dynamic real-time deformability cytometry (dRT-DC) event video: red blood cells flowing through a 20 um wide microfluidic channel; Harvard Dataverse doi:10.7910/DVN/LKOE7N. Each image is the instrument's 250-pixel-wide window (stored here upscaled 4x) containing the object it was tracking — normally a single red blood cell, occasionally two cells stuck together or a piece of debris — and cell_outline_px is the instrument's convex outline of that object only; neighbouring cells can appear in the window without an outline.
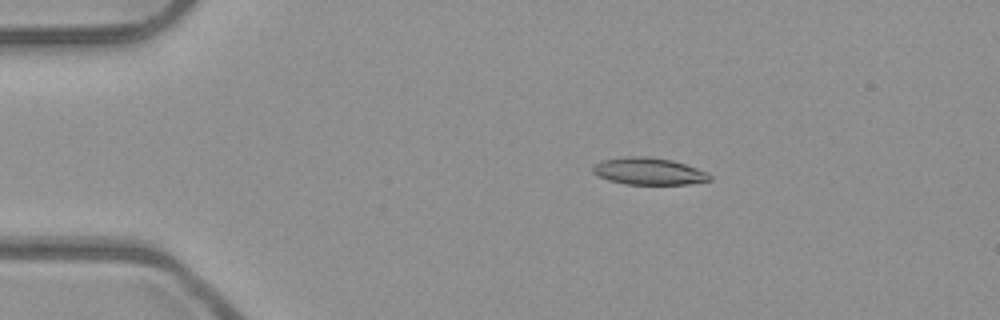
{"species": "common noctule bat (a hibernating species)", "species_latin": "Nyctalus noctula", "temperature_condition": "room temperature", "stored_images_in_passage": 4, "camera_frame_rate_fps": 3000, "um_per_image_px": 0.085, "animal": {"sex": "male", "body_mass_g": 23.1, "forearm_length_mm": 52.7}, "frame": {"image": 1, "passage_image": 3, "time_ms": 0.667, "image_size_px": [1000, 320], "cell_outline_px": [[712, 180], [688, 184], [624, 184], [608, 180], [592, 172], [592, 168], [596, 164], [604, 160], [628, 156], [648, 156], [672, 160], [708, 172], [712, 176]], "centroid_in_image_um": [55.17, 14.56], "position_along_channel_um": 29.8, "area_um2": 18.32}}